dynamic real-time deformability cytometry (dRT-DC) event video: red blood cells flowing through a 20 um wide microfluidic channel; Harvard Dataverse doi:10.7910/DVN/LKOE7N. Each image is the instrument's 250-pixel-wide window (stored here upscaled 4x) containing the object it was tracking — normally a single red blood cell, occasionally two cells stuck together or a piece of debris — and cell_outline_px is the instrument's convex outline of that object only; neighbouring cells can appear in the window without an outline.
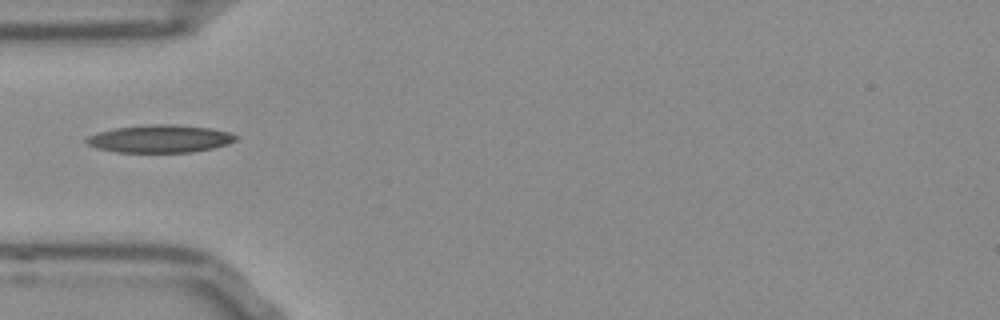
{"species": "Egyptian fruit bat (a non-hibernating species)", "species_latin": "Rousettus aegyptiacus", "temperature_condition": "room temperature", "stored_images_in_passage": 37, "camera_frame_rate_fps": 3000, "um_per_image_px": 0.085, "frame": {"image": 1, "passage_image": 1, "time_ms": 0.0, "image_size_px": [1000, 320], "cell_outline_px": [[236, 140], [228, 144], [212, 148], [192, 152], [116, 152], [96, 148], [88, 144], [84, 140], [88, 136], [96, 132], [116, 128], [152, 124], [172, 124], [208, 128], [228, 132], [236, 136]], "centroid_in_image_um": [13.55, 11.8], "position_along_channel_um": 71.4, "area_um2": 23.93}}
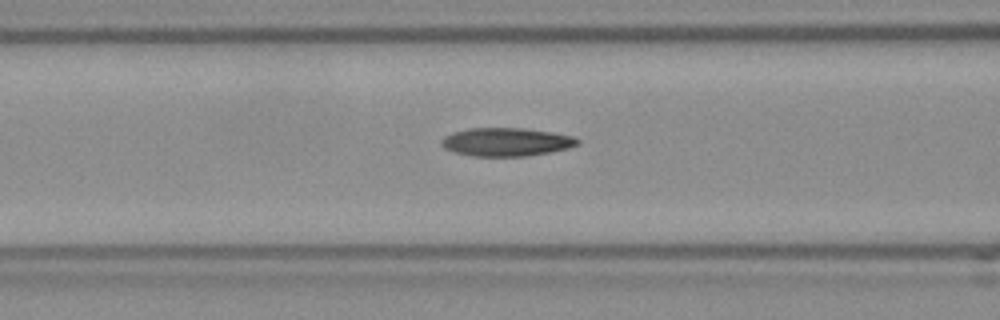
{"frame": {"image": 2, "passage_image": 5, "time_ms": 1.333, "image_size_px": [1000, 320], "cell_outline_px": [[580, 144], [568, 148], [548, 152], [524, 156], [472, 156], [452, 152], [444, 148], [440, 144], [440, 140], [444, 136], [452, 132], [468, 128], [524, 128], [552, 132], [572, 136], [580, 140]], "centroid_in_image_um": [42.99, 12.06], "position_along_channel_um": 123.6, "area_um2": 22.6}}
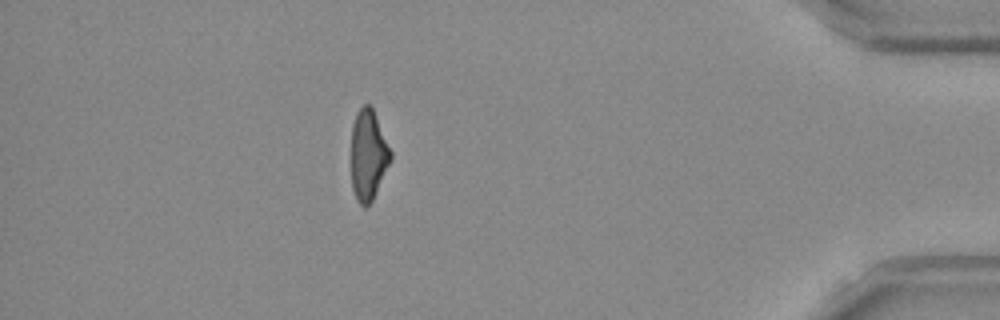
{"frame": {"image": 3, "passage_image": 31, "time_ms": 10.0, "image_size_px": [1000, 320], "cell_outline_px": [[392, 160], [372, 200], [364, 208], [356, 200], [352, 188], [352, 124], [356, 112], [364, 104], [368, 104], [372, 108], [392, 152]], "centroid_in_image_um": [31.31, 13.19], "position_along_channel_um": 403.9, "area_um2": 20.69}}